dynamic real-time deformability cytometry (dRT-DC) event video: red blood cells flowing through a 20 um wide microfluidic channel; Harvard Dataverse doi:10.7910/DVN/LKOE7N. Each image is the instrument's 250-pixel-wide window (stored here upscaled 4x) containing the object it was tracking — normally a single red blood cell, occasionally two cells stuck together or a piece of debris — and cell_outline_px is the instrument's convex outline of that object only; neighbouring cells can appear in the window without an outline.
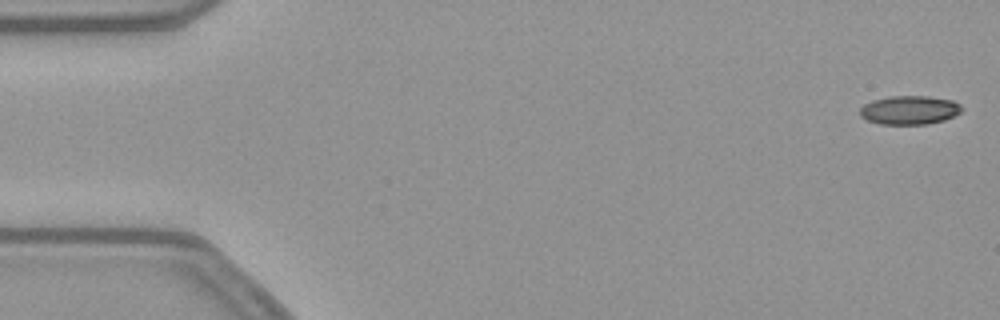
{"species": "common noctule bat (a hibernating species)", "species_latin": "Nyctalus noctula", "temperature_condition": "warm", "stored_images_in_passage": 53, "camera_frame_rate_fps": 3000, "um_per_image_px": 0.085, "animal": {"sex": "female", "body_mass_g": 21.9}, "frame": {"image": 1, "passage_image": 1, "time_ms": 0.0, "image_size_px": [1000, 320], "cell_outline_px": [[964, 108], [960, 112], [944, 120], [924, 124], [880, 124], [868, 120], [860, 116], [860, 108], [864, 104], [872, 100], [888, 96], [928, 96], [952, 100], [960, 104]], "centroid_in_image_um": [77.29, 9.34], "position_along_channel_um": 7.7, "area_um2": 17.05}}
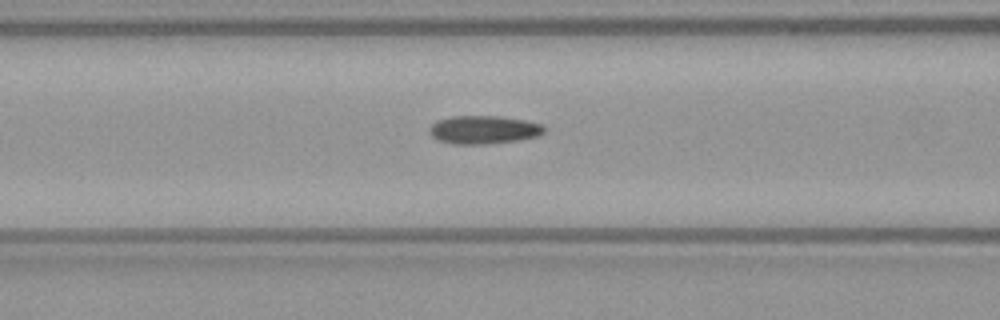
{"frame": {"image": 2, "passage_image": 21, "time_ms": 6.667, "image_size_px": [1000, 320], "cell_outline_px": [[544, 132], [536, 136], [520, 140], [484, 144], [452, 144], [436, 140], [428, 132], [428, 128], [436, 120], [452, 116], [500, 116], [524, 120], [544, 124]], "centroid_in_image_um": [41.07, 11.03], "position_along_channel_um": 125.5, "area_um2": 19.07}}
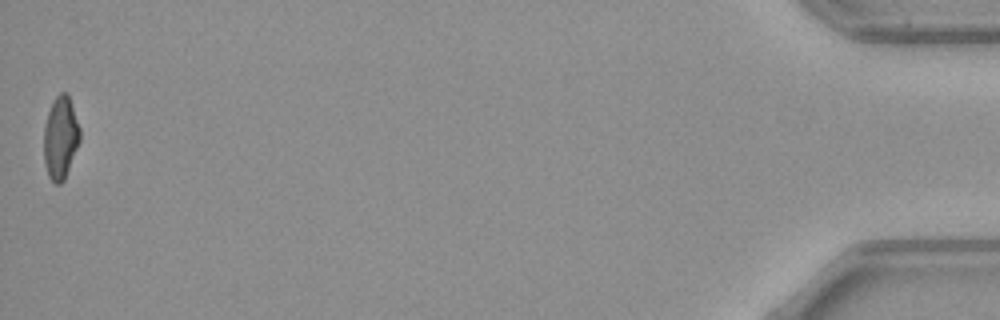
{"frame": {"image": 3, "passage_image": 53, "time_ms": 17.333, "image_size_px": [1000, 320], "cell_outline_px": [[80, 140], [64, 180], [60, 184], [56, 184], [48, 176], [44, 164], [44, 128], [48, 112], [52, 100], [60, 92], [68, 92], [80, 128]], "centroid_in_image_um": [5.14, 11.68], "position_along_channel_um": 430.1, "area_um2": 17.46}, "authors_computed_cell_mechanics": {"area_um2": 18.1492, "velocity_mm_per_s": 3.8468, "shape_relaxation_time_tau1_ms": 9.343, "shape_relaxation_time_tau2_ms": 3.676, "deformation_change_tau1": 0.2211, "deformation_change_tau2": 0.1045}}